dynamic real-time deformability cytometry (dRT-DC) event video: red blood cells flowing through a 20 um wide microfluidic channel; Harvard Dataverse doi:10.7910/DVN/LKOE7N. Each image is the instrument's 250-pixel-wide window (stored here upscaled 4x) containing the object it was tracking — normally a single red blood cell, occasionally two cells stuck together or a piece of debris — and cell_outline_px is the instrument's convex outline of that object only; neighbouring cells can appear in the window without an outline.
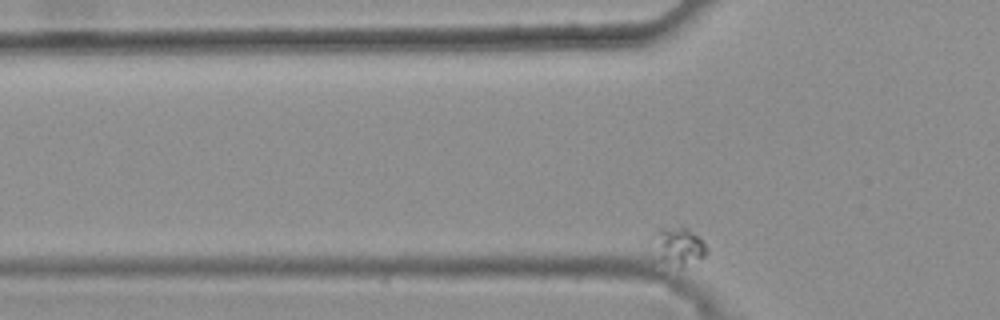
{"species": "common noctule bat (a hibernating species)", "species_latin": "Nyctalus noctula", "temperature_condition": "warm", "stored_images_in_passage": 39, "camera_frame_rate_fps": 3000, "um_per_image_px": 0.085, "animal": {"sex": "female", "body_mass_g": 25.1}, "frame": {"image": 1, "passage_image": 5, "time_ms": 1.333, "image_size_px": [1000, 320], "cell_outline_px": [[708, 252], [704, 256], [684, 264], [680, 264], [660, 260], [652, 232], [664, 228], [684, 224], [708, 248]], "centroid_in_image_um": [57.69, 20.82], "position_along_channel_um": 68.1, "area_um2": 11.1}}
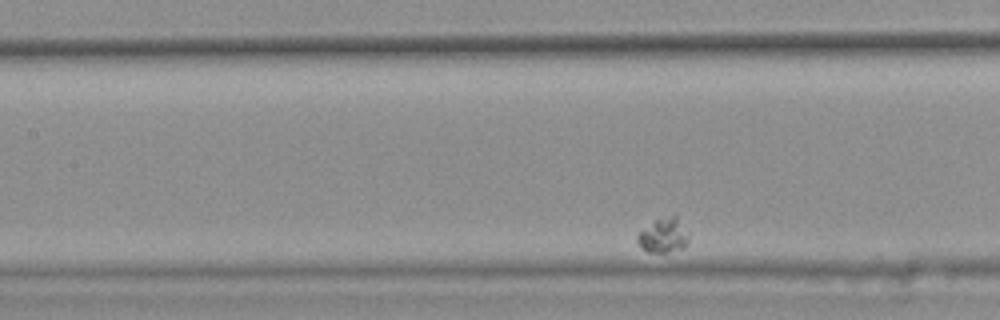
{"frame": {"image": 2, "passage_image": 15, "time_ms": 4.667, "image_size_px": [1000, 320], "cell_outline_px": [[688, 244], [684, 248], [664, 252], [648, 252], [636, 240], [636, 236], [644, 228], [656, 220], [672, 216], [676, 216], [688, 232]], "centroid_in_image_um": [56.42, 20.03], "position_along_channel_um": 151.0, "area_um2": 10.0}}
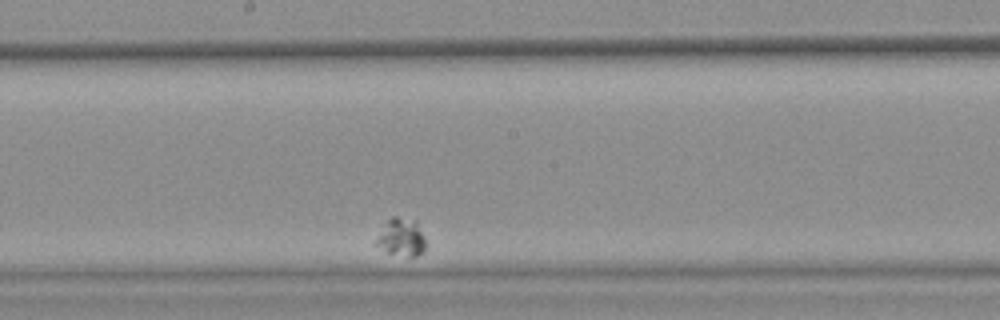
{"frame": {"image": 3, "passage_image": 22, "time_ms": 7.0, "image_size_px": [1000, 320], "cell_outline_px": [[424, 248], [416, 256], [408, 256], [388, 252], [376, 244], [376, 240], [388, 220], [392, 216], [396, 216], [416, 220], [424, 236]], "centroid_in_image_um": [34.14, 20.14], "position_along_channel_um": 214.1, "area_um2": 10.4}}